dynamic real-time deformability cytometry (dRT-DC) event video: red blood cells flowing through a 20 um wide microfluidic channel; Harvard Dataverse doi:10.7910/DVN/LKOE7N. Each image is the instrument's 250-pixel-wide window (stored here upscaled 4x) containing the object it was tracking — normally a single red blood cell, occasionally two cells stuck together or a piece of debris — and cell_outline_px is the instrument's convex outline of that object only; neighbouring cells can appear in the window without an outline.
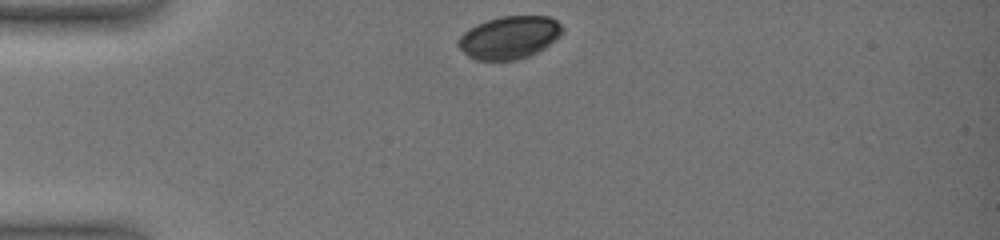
{"species": "common noctule bat (a hibernating species)", "species_latin": "Nyctalus noctula", "temperature_condition": "warm", "stored_images_in_passage": 6, "camera_frame_rate_fps": 3000, "um_per_image_px": 0.085, "animal": {"sex": "female", "body_mass_g": 19.0, "forearm_length_mm": 51.5}, "frame": {"image": 1, "passage_image": 1, "time_ms": 0.0, "image_size_px": [1000, 240], "cell_outline_px": [[564, 32], [560, 36], [544, 48], [528, 56], [516, 60], [476, 60], [468, 56], [456, 44], [460, 36], [468, 28], [476, 24], [500, 16], [548, 16], [556, 20], [564, 28]], "centroid_in_image_um": [43.29, 3.18], "position_along_channel_um": 41.7, "area_um2": 25.95}}
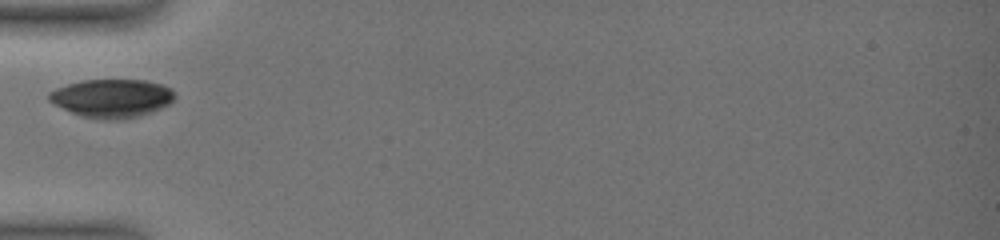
{"frame": {"image": 2, "passage_image": 5, "time_ms": 2.0, "image_size_px": [1000, 240], "cell_outline_px": [[176, 96], [168, 104], [152, 112], [140, 116], [120, 120], [100, 120], [80, 116], [52, 104], [48, 100], [48, 92], [56, 88], [68, 84], [84, 80], [144, 80], [160, 84], [172, 88]], "centroid_in_image_um": [9.48, 8.36], "position_along_channel_um": 75.5, "area_um2": 28.38}}